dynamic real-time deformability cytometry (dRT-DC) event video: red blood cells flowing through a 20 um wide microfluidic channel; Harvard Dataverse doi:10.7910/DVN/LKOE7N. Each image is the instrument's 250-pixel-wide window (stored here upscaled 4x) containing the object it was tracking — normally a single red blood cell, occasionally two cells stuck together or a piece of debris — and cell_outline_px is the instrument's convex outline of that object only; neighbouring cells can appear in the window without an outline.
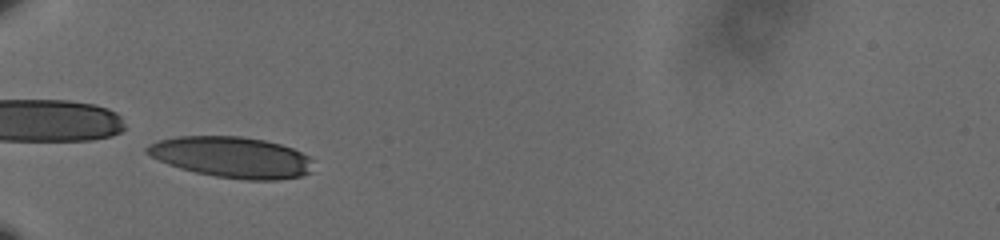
{"species": "human", "species_latin": "Homo sapiens", "temperature_condition": "cold", "stored_images_in_passage": 36, "camera_frame_rate_fps": 3000, "um_per_image_px": 0.085, "donor": {"sex": "male"}, "frame": {"image": 1, "passage_image": 1, "time_ms": 0.0, "image_size_px": [1000, 240], "cell_outline_px": [[316, 160], [312, 172], [300, 176], [276, 180], [244, 180], [216, 176], [196, 172], [180, 168], [168, 164], [144, 152], [144, 148], [148, 144], [160, 140], [176, 136], [240, 136], [264, 140], [280, 144], [292, 148]], "centroid_in_image_um": [19.74, 13.36], "position_along_channel_um": 65.3, "area_um2": 39.88}}
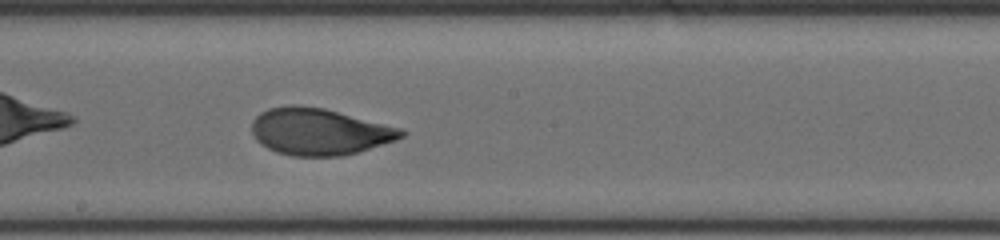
{"frame": {"image": 2, "passage_image": 15, "time_ms": 4.667, "image_size_px": [1000, 240], "cell_outline_px": [[408, 132], [404, 136], [396, 140], [344, 156], [292, 156], [276, 152], [260, 144], [256, 140], [252, 132], [252, 120], [260, 112], [268, 108], [292, 104], [324, 108], [400, 128]], "centroid_in_image_um": [27.11, 11.19], "position_along_channel_um": 221.1, "area_um2": 40.75}}
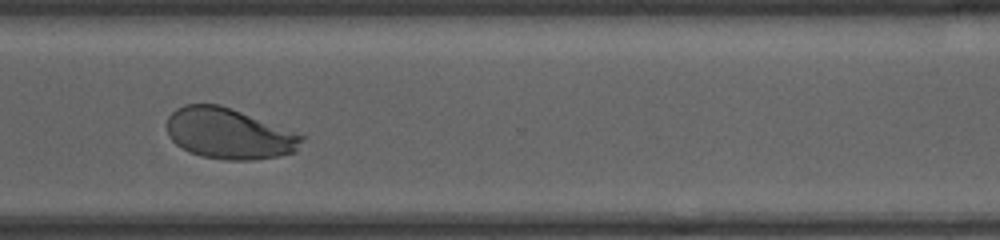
{"frame": {"image": 3, "passage_image": 26, "time_ms": 8.333, "image_size_px": [1000, 240], "cell_outline_px": [[304, 140], [296, 152], [276, 156], [252, 160], [224, 160], [200, 156], [188, 152], [180, 148], [168, 136], [168, 116], [176, 108], [184, 104], [220, 104], [304, 136]], "centroid_in_image_um": [19.42, 11.37], "position_along_channel_um": 351.2, "area_um2": 39.71}, "authors_computed_cell_mechanics": {"area_um2": 40.6045, "velocity_mm_per_s": 3.5612, "shape_relaxation_time_tau1_ms": 3.4354, "shape_relaxation_time_tau2_ms": null, "deformation_change_tau1": 0.1841, "deformation_change_tau2": null}}